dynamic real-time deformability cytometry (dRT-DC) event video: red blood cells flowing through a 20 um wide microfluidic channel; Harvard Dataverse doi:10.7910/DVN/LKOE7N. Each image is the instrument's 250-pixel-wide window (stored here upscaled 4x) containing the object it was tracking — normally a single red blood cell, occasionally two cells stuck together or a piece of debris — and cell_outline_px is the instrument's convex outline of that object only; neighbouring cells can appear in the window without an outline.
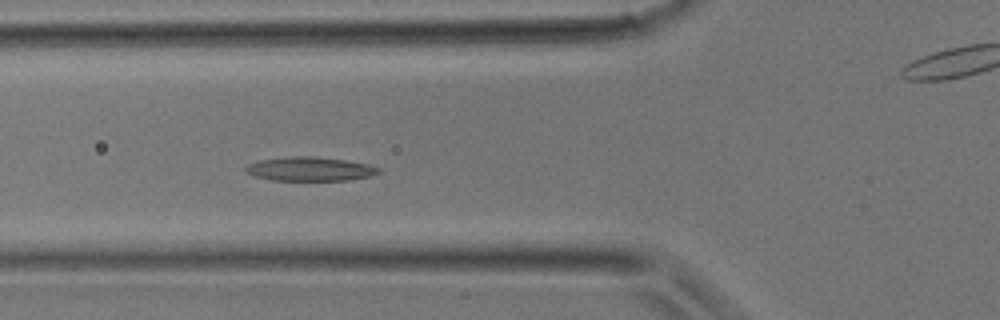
{"species": "common noctule bat (a hibernating species)", "species_latin": "Nyctalus noctula", "temperature_condition": "room temperature", "stored_images_in_passage": 36, "camera_frame_rate_fps": 3000, "um_per_image_px": 0.085, "animal": {"sex": "male", "body_mass_g": 17.9}, "frame": {"image": 1, "passage_image": 13, "time_ms": 4.0, "image_size_px": [1000, 320], "cell_outline_px": [[380, 172], [372, 176], [348, 180], [272, 180], [256, 176], [244, 172], [244, 168], [248, 164], [256, 160], [292, 156], [312, 156], [344, 160], [368, 164], [380, 168]], "centroid_in_image_um": [26.32, 14.36], "position_along_channel_um": 99.5, "area_um2": 18.61}}
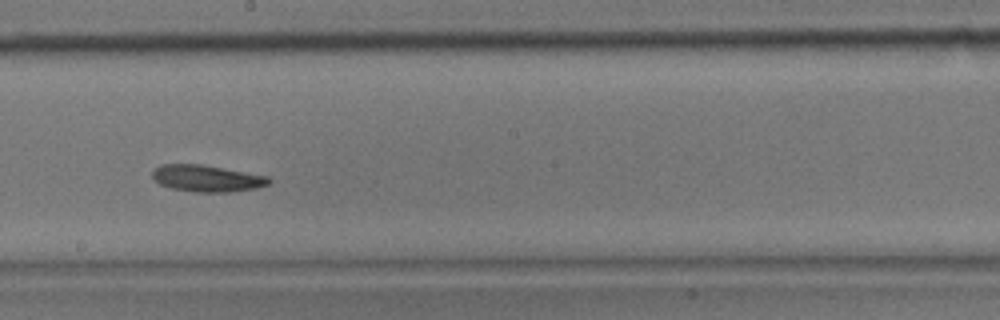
{"frame": {"image": 2, "passage_image": 20, "time_ms": 6.333, "image_size_px": [1000, 320], "cell_outline_px": [[272, 180], [268, 184], [256, 188], [232, 192], [196, 192], [172, 188], [160, 184], [152, 180], [152, 172], [160, 164], [200, 164], [268, 176]], "centroid_in_image_um": [17.57, 15.16], "position_along_channel_um": 230.6, "area_um2": 18.09}}
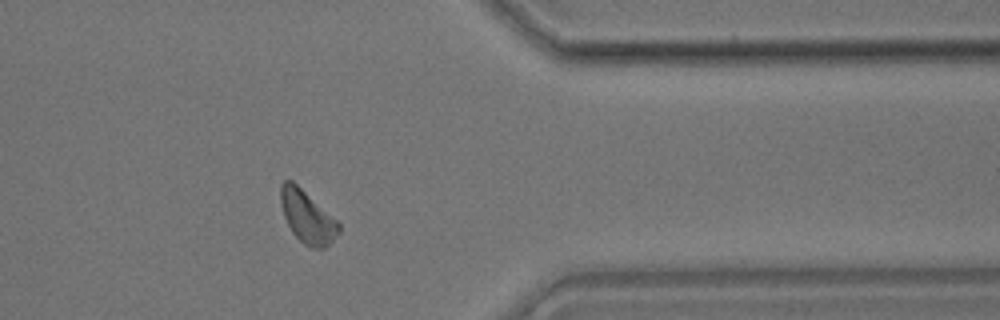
{"frame": {"image": 3, "passage_image": 29, "time_ms": 9.333, "image_size_px": [1000, 320], "cell_outline_px": [[340, 232], [324, 248], [312, 248], [304, 244], [292, 232], [284, 216], [280, 200], [280, 184], [284, 180], [292, 180], [336, 220], [340, 224]], "centroid_in_image_um": [26.1, 18.43], "position_along_channel_um": 385.3, "area_um2": 17.4}}